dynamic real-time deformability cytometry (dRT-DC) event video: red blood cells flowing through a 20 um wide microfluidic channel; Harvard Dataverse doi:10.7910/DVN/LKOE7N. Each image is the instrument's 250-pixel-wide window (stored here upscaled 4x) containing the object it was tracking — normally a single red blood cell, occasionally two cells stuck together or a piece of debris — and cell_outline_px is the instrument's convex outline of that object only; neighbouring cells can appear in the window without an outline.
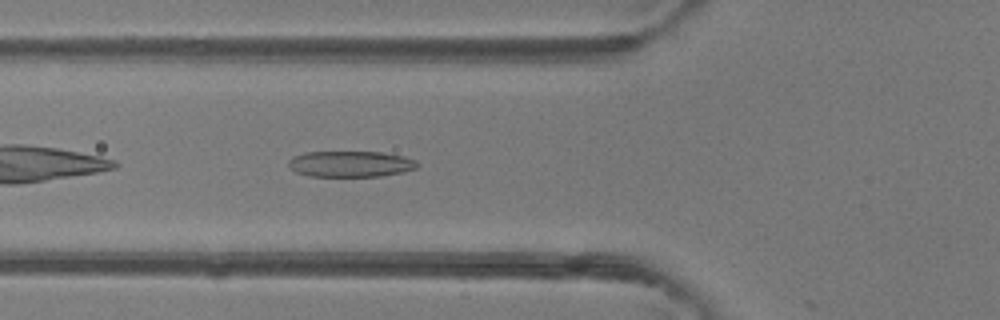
{"species": "common noctule bat (a hibernating species)", "species_latin": "Nyctalus noctula", "temperature_condition": "room temperature", "stored_images_in_passage": 35, "camera_frame_rate_fps": 3000, "um_per_image_px": 0.085, "animal": {"sex": "female"}, "frame": {"image": 1, "passage_image": 4, "time_ms": 1.0, "image_size_px": [1000, 320], "cell_outline_px": [[420, 164], [416, 168], [404, 172], [380, 176], [308, 176], [296, 172], [288, 164], [288, 160], [292, 156], [304, 152], [380, 152], [404, 156], [416, 160]], "centroid_in_image_um": [29.81, 13.93], "position_along_channel_um": 96.0, "area_um2": 19.59}}
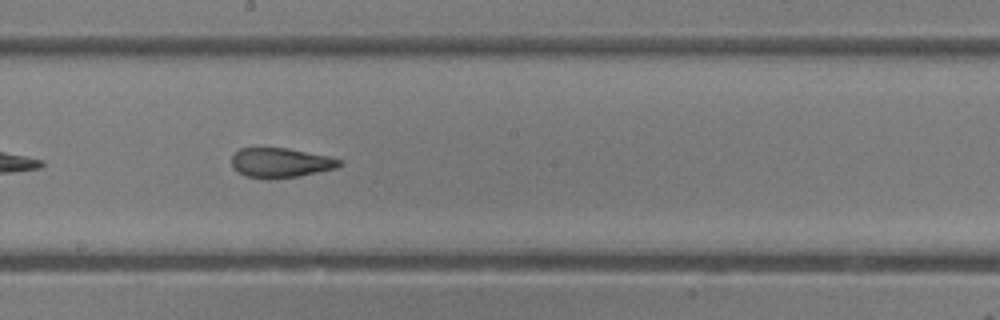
{"frame": {"image": 2, "passage_image": 13, "time_ms": 4.0, "image_size_px": [1000, 320], "cell_outline_px": [[344, 164], [336, 168], [296, 176], [272, 180], [268, 180], [244, 176], [232, 168], [232, 156], [240, 148], [288, 148], [328, 156], [340, 160]], "centroid_in_image_um": [23.81, 13.85], "position_along_channel_um": 224.4, "area_um2": 18.73}}
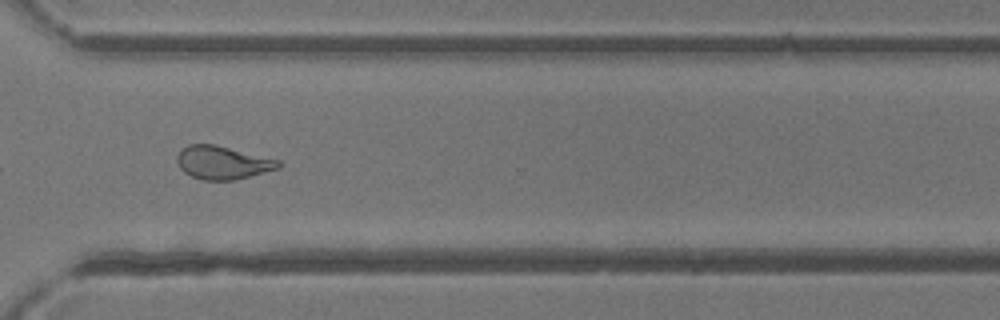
{"frame": {"image": 3, "passage_image": 22, "time_ms": 7.0, "image_size_px": [1000, 320], "cell_outline_px": [[284, 164], [280, 168], [236, 180], [204, 180], [192, 176], [184, 172], [180, 168], [176, 160], [176, 156], [188, 144], [216, 144], [280, 160]], "centroid_in_image_um": [18.96, 13.82], "position_along_channel_um": 351.6, "area_um2": 19.77}, "authors_computed_cell_mechanics": {"area_um2": 19.7676, "velocity_mm_per_s": 4.2468, "shape_relaxation_time_tau1_ms": 4.5575, "shape_relaxation_time_tau2_ms": 1.3871, "deformation_change_tau1": 0.1905, "deformation_change_tau2": 0.1033}}